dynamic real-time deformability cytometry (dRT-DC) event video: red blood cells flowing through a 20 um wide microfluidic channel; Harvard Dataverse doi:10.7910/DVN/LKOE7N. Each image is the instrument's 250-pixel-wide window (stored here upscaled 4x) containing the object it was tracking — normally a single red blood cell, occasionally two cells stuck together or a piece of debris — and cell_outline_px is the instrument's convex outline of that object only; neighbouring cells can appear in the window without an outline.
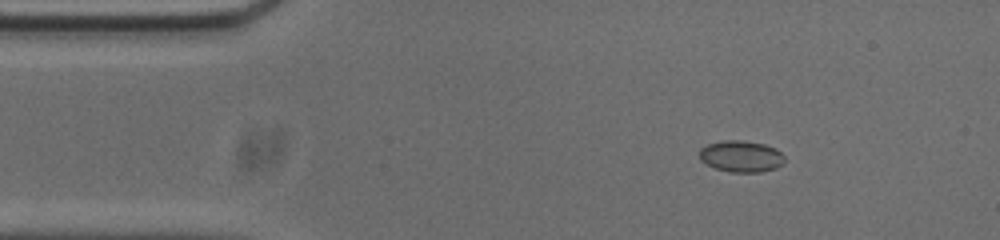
{"species": "common noctule bat (a hibernating species)", "species_latin": "Nyctalus noctula", "temperature_condition": "cold", "stored_images_in_passage": 47, "camera_frame_rate_fps": 3000, "um_per_image_px": 0.085, "animal": {"sex": "male", "body_mass_g": 20.0, "forearm_length_mm": 53.3}, "frame": {"image": 1, "passage_image": 1, "time_ms": 0.0, "image_size_px": [1000, 240], "cell_outline_px": [[784, 160], [776, 168], [760, 172], [728, 172], [716, 168], [700, 160], [700, 148], [708, 144], [724, 140], [740, 140], [764, 144], [776, 148], [784, 156]], "centroid_in_image_um": [62.99, 13.28], "position_along_channel_um": 22.0, "area_um2": 15.49}}
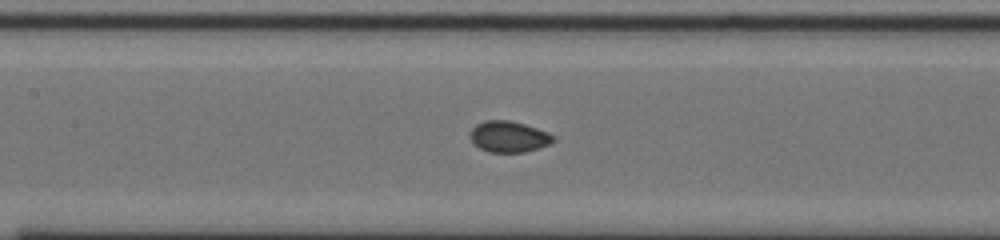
{"frame": {"image": 2, "passage_image": 17, "time_ms": 5.333, "image_size_px": [1000, 240], "cell_outline_px": [[556, 140], [540, 148], [524, 152], [488, 152], [472, 144], [472, 128], [476, 124], [488, 120], [508, 120], [524, 124], [548, 132], [556, 136]], "centroid_in_image_um": [43.28, 11.62], "position_along_channel_um": 164.1, "area_um2": 15.03}}
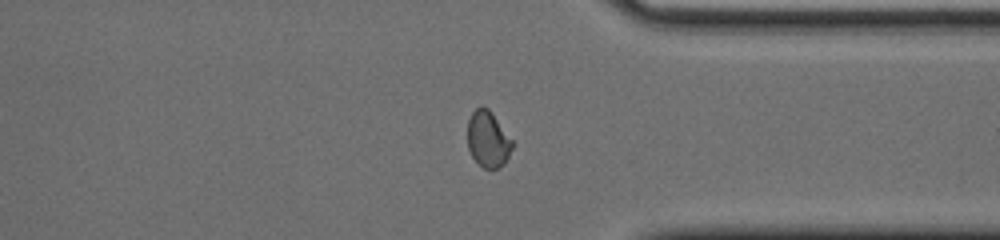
{"frame": {"image": 3, "passage_image": 34, "time_ms": 11.0, "image_size_px": [1000, 240], "cell_outline_px": [[512, 148], [504, 164], [500, 168], [484, 168], [472, 156], [468, 148], [468, 120], [472, 112], [480, 104], [488, 108], [512, 140]], "centroid_in_image_um": [41.46, 11.82], "position_along_channel_um": 369.9, "area_um2": 14.45}, "authors_computed_cell_mechanics": {"area_um2": 14.8546, "velocity_mm_per_s": 3.7371, "shape_relaxation_time_tau1_ms": 11.1163, "shape_relaxation_time_tau2_ms": null, "deformation_change_tau1": 0.1551, "deformation_change_tau2": null}}